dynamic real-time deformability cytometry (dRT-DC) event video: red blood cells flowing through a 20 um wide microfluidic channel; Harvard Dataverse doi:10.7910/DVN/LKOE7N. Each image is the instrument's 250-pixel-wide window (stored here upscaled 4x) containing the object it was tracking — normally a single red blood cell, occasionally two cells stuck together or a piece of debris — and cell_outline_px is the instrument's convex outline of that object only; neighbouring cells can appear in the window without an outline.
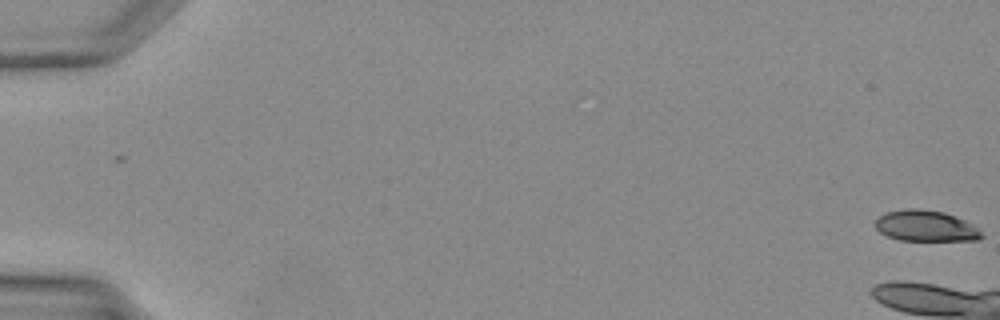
{"species": "Egyptian fruit bat (a non-hibernating species)", "species_latin": "Rousettus aegyptiacus", "temperature_condition": "warm", "stored_images_in_passage": 8, "camera_frame_rate_fps": 3000, "um_per_image_px": 0.085, "animal": {"sex": "female"}, "frame": {"image": 1, "passage_image": 1, "time_ms": 0.0, "image_size_px": [1000, 320], "cell_outline_px": [[984, 236], [976, 240], [900, 240], [888, 236], [880, 232], [876, 228], [876, 220], [880, 216], [888, 212], [908, 208], [912, 208], [944, 212], [964, 220], [972, 224]], "centroid_in_image_um": [78.68, 19.21], "position_along_channel_um": 6.3, "area_um2": 18.79}}